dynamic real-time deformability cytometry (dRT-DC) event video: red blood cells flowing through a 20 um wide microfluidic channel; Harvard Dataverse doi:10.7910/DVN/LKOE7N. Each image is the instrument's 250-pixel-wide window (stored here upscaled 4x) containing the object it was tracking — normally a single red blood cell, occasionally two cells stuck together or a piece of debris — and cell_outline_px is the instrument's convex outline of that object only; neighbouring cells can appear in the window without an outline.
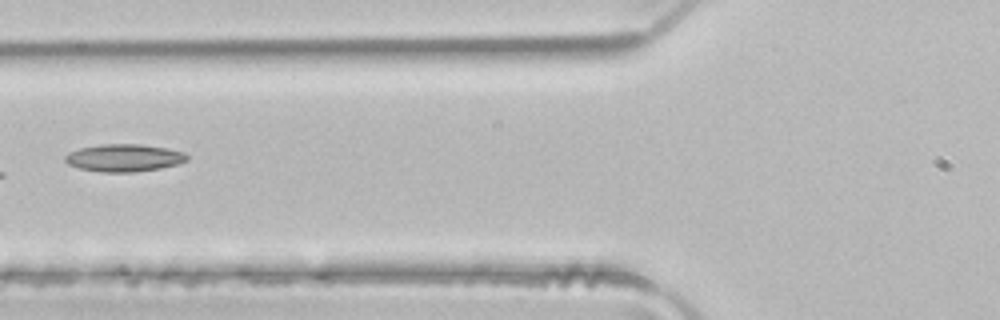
{"species": "common noctule bat (a hibernating species)", "species_latin": "Nyctalus noctula", "temperature_condition": "room temperature", "stored_images_in_passage": 4, "camera_frame_rate_fps": 3000, "um_per_image_px": 0.085, "animal": {"sex": "male", "body_mass_g": 21.5, "forearm_length_mm": 52.0}, "frame": {"image": 1, "passage_image": 4, "time_ms": 1.0, "image_size_px": [1000, 320], "cell_outline_px": [[188, 160], [180, 164], [160, 168], [136, 172], [104, 172], [80, 168], [68, 164], [64, 160], [64, 156], [68, 152], [80, 148], [100, 144], [140, 144], [168, 148], [184, 152], [188, 156]], "centroid_in_image_um": [10.56, 13.41], "position_along_channel_um": 115.2, "area_um2": 19.65}}